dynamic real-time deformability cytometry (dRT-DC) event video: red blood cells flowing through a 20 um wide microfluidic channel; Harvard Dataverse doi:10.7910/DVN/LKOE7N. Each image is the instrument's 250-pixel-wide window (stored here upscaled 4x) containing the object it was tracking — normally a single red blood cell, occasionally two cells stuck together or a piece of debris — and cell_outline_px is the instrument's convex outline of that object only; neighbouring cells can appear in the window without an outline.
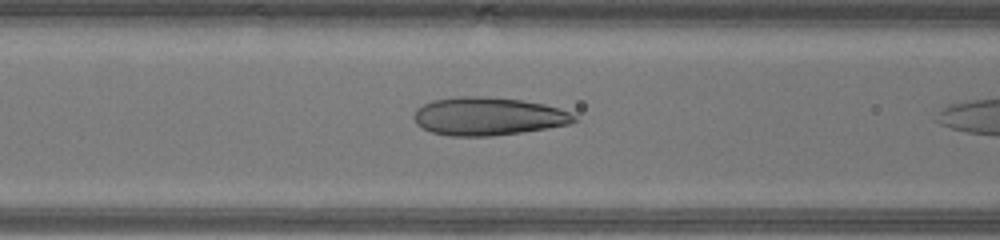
{"species": "human", "species_latin": "Homo sapiens", "temperature_condition": "warm", "stored_images_in_passage": 15, "camera_frame_rate_fps": 3000, "um_per_image_px": 0.085, "donor": {"sex": "male"}, "frame": {"image": 1, "passage_image": 13, "time_ms": 4.0, "image_size_px": [1000, 240], "cell_outline_px": [[576, 120], [568, 124], [548, 128], [492, 136], [448, 136], [432, 132], [416, 124], [412, 116], [416, 108], [432, 100], [460, 96], [480, 96], [524, 100], [544, 104], [560, 108], [576, 116]], "centroid_in_image_um": [41.45, 9.88], "position_along_channel_um": 125.1, "area_um2": 35.6}}